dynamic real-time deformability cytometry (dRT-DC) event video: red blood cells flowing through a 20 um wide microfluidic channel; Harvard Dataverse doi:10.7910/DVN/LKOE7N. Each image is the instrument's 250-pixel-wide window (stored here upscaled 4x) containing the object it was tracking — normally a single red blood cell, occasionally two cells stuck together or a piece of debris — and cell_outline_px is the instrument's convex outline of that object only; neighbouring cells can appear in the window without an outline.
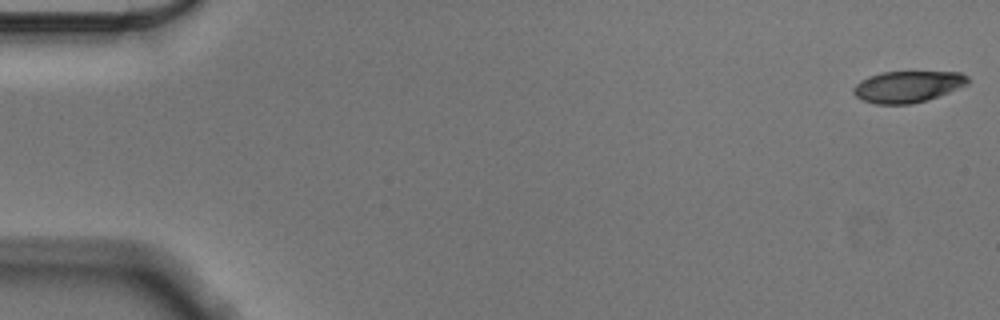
{"species": "Egyptian fruit bat (a non-hibernating species)", "species_latin": "Rousettus aegyptiacus", "temperature_condition": "cold", "stored_images_in_passage": 56, "camera_frame_rate_fps": 3000, "um_per_image_px": 0.085, "animal": {"sex": "male"}, "frame": {"image": 1, "passage_image": 1, "time_ms": 0.0, "image_size_px": [1000, 320], "cell_outline_px": [[968, 84], [948, 92], [924, 100], [908, 104], [876, 104], [864, 100], [856, 96], [852, 92], [852, 88], [860, 80], [884, 72], [960, 72], [968, 76]], "centroid_in_image_um": [77.13, 7.36], "position_along_channel_um": 7.9, "area_um2": 20.58}}
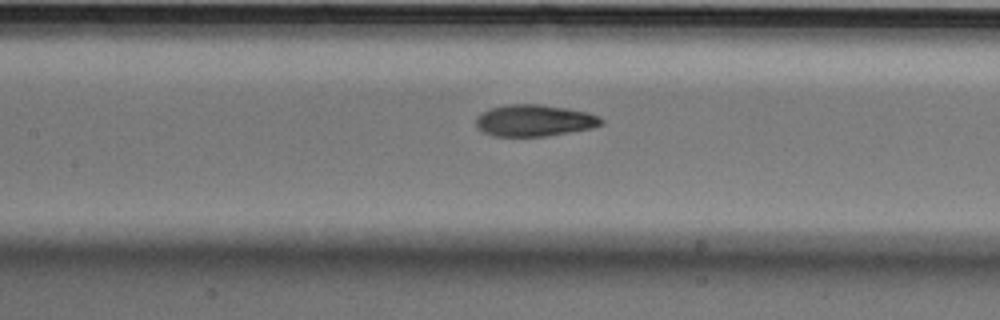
{"frame": {"image": 2, "passage_image": 26, "time_ms": 8.333, "image_size_px": [1000, 320], "cell_outline_px": [[604, 124], [592, 128], [544, 136], [492, 136], [476, 128], [476, 116], [480, 112], [488, 108], [508, 104], [540, 104], [568, 108], [588, 112], [600, 116], [604, 120]], "centroid_in_image_um": [45.4, 10.23], "position_along_channel_um": 162.0, "area_um2": 23.41}}
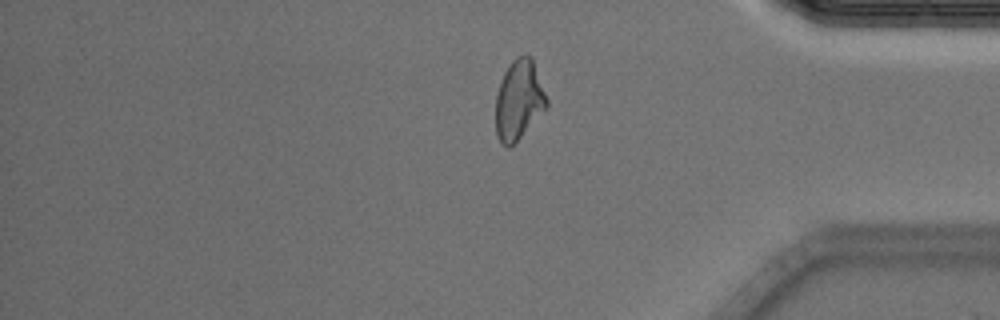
{"frame": {"image": 3, "passage_image": 47, "time_ms": 15.333, "image_size_px": [1000, 320], "cell_outline_px": [[548, 108], [508, 148], [496, 136], [496, 96], [504, 72], [512, 60], [516, 56], [524, 52], [528, 52], [532, 56], [548, 100]], "centroid_in_image_um": [44.13, 8.43], "position_along_channel_um": 391.1, "area_um2": 23.76}, "authors_computed_cell_mechanics": {"area_um2": 22.9466, "velocity_mm_per_s": 3.5585, "shape_relaxation_time_tau1_ms": 4.621, "shape_relaxation_time_tau2_ms": 2.1493, "deformation_change_tau1": 0.1639, "deformation_change_tau2": 0.0719}}